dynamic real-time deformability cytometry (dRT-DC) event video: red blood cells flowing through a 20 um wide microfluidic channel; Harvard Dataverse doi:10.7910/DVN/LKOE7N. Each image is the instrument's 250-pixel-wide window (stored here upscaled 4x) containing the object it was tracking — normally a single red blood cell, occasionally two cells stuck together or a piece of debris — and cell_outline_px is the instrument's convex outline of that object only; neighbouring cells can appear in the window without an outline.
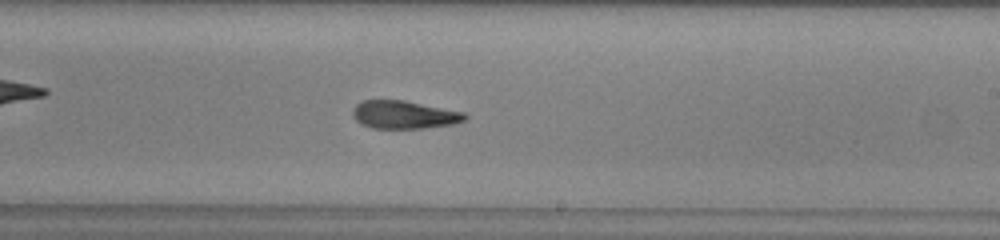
{"species": "common noctule bat (a hibernating species)", "species_latin": "Nyctalus noctula", "temperature_condition": "warm", "stored_images_in_passage": 49, "camera_frame_rate_fps": 3000, "um_per_image_px": 0.085, "animal": {"sex": "male", "body_mass_g": 13.0, "forearm_length_mm": 53.1}, "frame": {"image": 1, "passage_image": 28, "time_ms": 9.0, "image_size_px": [1000, 240], "cell_outline_px": [[468, 116], [464, 120], [452, 124], [424, 128], [372, 128], [356, 120], [352, 116], [352, 108], [356, 104], [364, 100], [404, 100], [464, 112]], "centroid_in_image_um": [34.33, 9.74], "position_along_channel_um": 254.7, "area_um2": 18.21}}
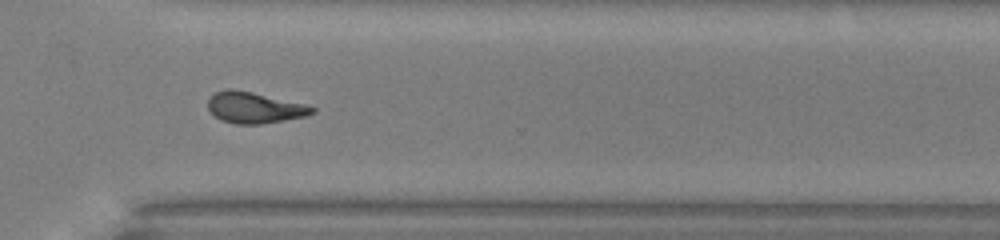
{"frame": {"image": 2, "passage_image": 35, "time_ms": 11.333, "image_size_px": [1000, 240], "cell_outline_px": [[316, 112], [304, 116], [284, 120], [260, 124], [236, 124], [220, 120], [208, 108], [208, 96], [216, 92], [228, 88], [232, 88], [252, 92], [304, 104], [316, 108]], "centroid_in_image_um": [21.59, 9.14], "position_along_channel_um": 349.0, "area_um2": 18.79}}